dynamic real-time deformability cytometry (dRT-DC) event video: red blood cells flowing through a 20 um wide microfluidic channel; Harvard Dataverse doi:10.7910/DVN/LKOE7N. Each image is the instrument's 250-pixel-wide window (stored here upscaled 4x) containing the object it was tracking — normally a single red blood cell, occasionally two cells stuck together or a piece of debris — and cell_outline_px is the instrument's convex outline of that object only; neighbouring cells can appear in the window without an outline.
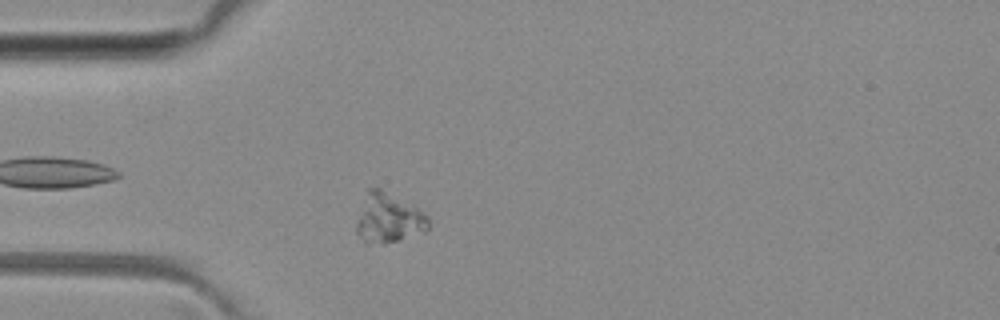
{"species": "common noctule bat (a hibernating species)", "species_latin": "Nyctalus noctula", "temperature_condition": "room temperature", "stored_images_in_passage": 2, "camera_frame_rate_fps": 3000, "um_per_image_px": 0.085, "animal": {"sex": "female", "body_mass_g": 29.2, "forearm_length_mm": 56.3}, "frame": {"image": 1, "passage_image": 2, "time_ms": 2.0, "image_size_px": [1000, 320], "cell_outline_px": [[428, 228], [424, 232], [384, 244], [364, 244], [356, 232], [356, 224], [368, 188], [380, 188], [412, 204], [424, 212], [428, 216]], "centroid_in_image_um": [33.02, 18.57], "position_along_channel_um": 52.0, "area_um2": 20.75}}